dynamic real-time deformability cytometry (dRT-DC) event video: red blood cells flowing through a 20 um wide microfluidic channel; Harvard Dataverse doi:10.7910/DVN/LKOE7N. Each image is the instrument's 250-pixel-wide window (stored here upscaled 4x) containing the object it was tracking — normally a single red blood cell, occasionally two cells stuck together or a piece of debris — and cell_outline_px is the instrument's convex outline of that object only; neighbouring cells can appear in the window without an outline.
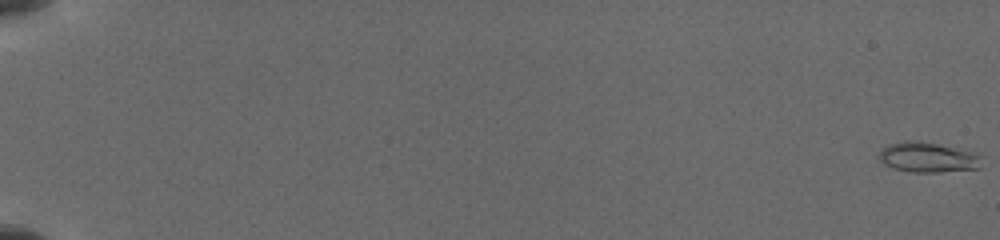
{"species": "common noctule bat (a hibernating species)", "species_latin": "Nyctalus noctula", "temperature_condition": "cold", "stored_images_in_passage": 56, "camera_frame_rate_fps": 3000, "um_per_image_px": 0.085, "animal": {"sex": "female", "body_mass_g": 19.5, "forearm_length_mm": 54.1}, "frame": {"image": 1, "passage_image": 1, "time_ms": 0.0, "image_size_px": [1000, 240], "cell_outline_px": [[980, 168], [940, 172], [908, 172], [884, 164], [876, 156], [888, 144], [904, 140], [916, 140], [936, 144], [972, 152], [976, 156]], "centroid_in_image_um": [78.75, 13.37], "position_along_channel_um": 6.2, "area_um2": 17.57}}
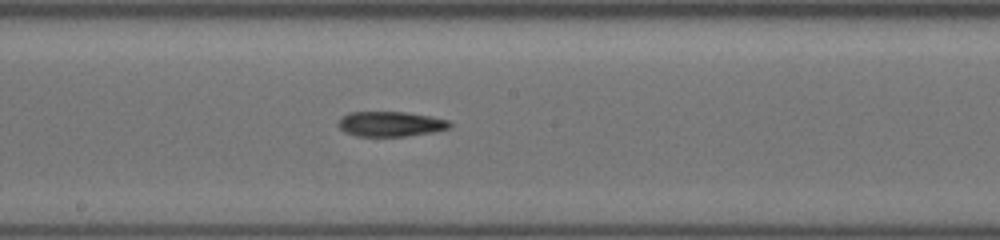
{"frame": {"image": 2, "passage_image": 36, "time_ms": 10.667, "image_size_px": [1000, 240], "cell_outline_px": [[452, 124], [448, 128], [432, 132], [404, 136], [360, 136], [344, 132], [336, 124], [340, 116], [348, 112], [404, 112], [432, 116], [448, 120]], "centroid_in_image_um": [33.15, 10.52], "position_along_channel_um": 215.1, "area_um2": 16.3}}
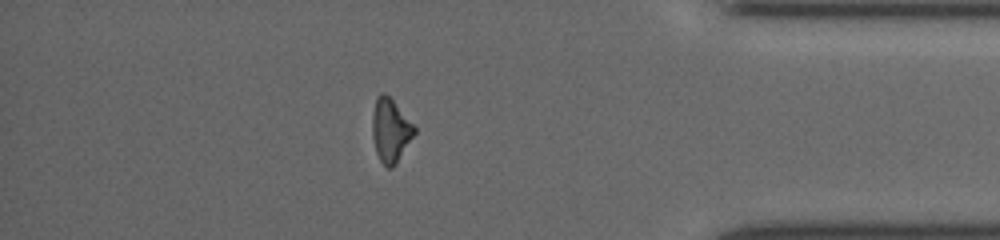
{"frame": {"image": 3, "passage_image": 50, "time_ms": 16.0, "image_size_px": [1000, 240], "cell_outline_px": [[416, 132], [396, 164], [392, 168], [388, 168], [380, 160], [376, 152], [372, 136], [372, 116], [376, 96], [380, 92], [384, 92], [392, 100], [416, 128]], "centroid_in_image_um": [33.17, 11.08], "position_along_channel_um": 402.0, "area_um2": 15.43}}